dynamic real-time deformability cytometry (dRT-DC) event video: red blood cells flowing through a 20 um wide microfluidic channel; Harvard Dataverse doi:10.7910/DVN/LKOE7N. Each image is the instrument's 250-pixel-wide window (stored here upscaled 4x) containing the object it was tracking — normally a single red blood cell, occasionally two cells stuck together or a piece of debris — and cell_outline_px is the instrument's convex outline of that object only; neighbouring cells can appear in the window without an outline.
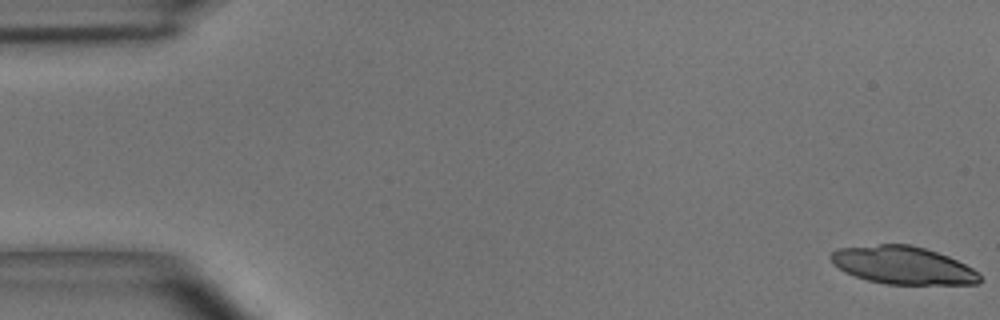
{"species": "common noctule bat (a hibernating species)", "species_latin": "Nyctalus noctula", "temperature_condition": "room temperature", "stored_images_in_passage": 27, "camera_frame_rate_fps": 3000, "um_per_image_px": 0.085, "animal": {"sex": "male", "body_mass_g": 15.6}, "frame": {"image": 1, "passage_image": 1, "time_ms": 0.0, "image_size_px": [1000, 320], "cell_outline_px": [[984, 280], [980, 284], [884, 284], [868, 280], [844, 272], [832, 264], [828, 256], [836, 248], [880, 244], [908, 244], [924, 248], [948, 256], [980, 272]], "centroid_in_image_um": [76.75, 22.55], "position_along_channel_um": 8.3, "area_um2": 33.06}}